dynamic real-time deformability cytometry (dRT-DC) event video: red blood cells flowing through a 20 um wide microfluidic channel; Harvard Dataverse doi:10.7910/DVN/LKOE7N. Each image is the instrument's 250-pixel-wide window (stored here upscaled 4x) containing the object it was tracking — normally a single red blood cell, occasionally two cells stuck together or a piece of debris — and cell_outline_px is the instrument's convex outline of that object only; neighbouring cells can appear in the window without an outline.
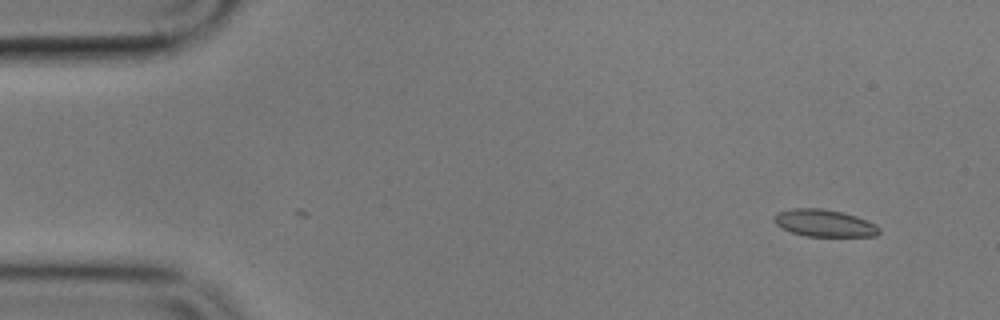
{"species": "common noctule bat (a hibernating species)", "species_latin": "Nyctalus noctula", "temperature_condition": "cold", "stored_images_in_passage": 2, "camera_frame_rate_fps": 3000, "um_per_image_px": 0.085, "animal": {"sex": "male", "body_mass_g": 17.9}, "frame": {"image": 1, "passage_image": 2, "time_ms": 1.0, "image_size_px": [1000, 320], "cell_outline_px": [[880, 232], [876, 236], [804, 236], [792, 232], [776, 224], [776, 212], [792, 208], [820, 208], [844, 212], [856, 216], [876, 224], [880, 228]], "centroid_in_image_um": [70.11, 18.96], "position_along_channel_um": 14.9, "area_um2": 16.53}}